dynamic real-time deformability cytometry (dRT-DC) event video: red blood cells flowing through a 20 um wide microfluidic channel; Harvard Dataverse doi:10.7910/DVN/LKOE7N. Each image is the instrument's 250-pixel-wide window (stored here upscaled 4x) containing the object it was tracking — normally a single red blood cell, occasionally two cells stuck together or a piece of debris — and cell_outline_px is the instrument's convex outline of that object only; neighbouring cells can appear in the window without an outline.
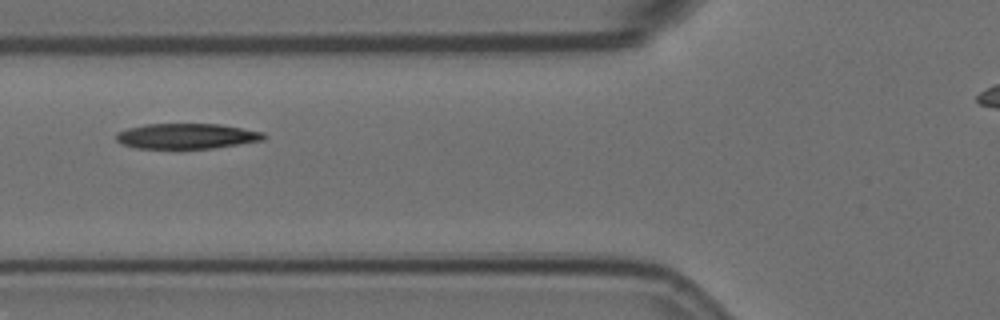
{"species": "Egyptian fruit bat (a non-hibernating species)", "species_latin": "Rousettus aegyptiacus", "temperature_condition": "room temperature", "stored_images_in_passage": 3, "camera_frame_rate_fps": 3000, "um_per_image_px": 0.085, "animal": {"sex": "female"}, "frame": {"image": 1, "passage_image": 2, "time_ms": 0.333, "image_size_px": [1000, 320], "cell_outline_px": [[268, 136], [264, 140], [212, 148], [136, 148], [120, 144], [116, 140], [116, 132], [128, 128], [144, 124], [220, 124], [264, 132]], "centroid_in_image_um": [15.86, 11.56], "position_along_channel_um": 109.9, "area_um2": 21.85}}
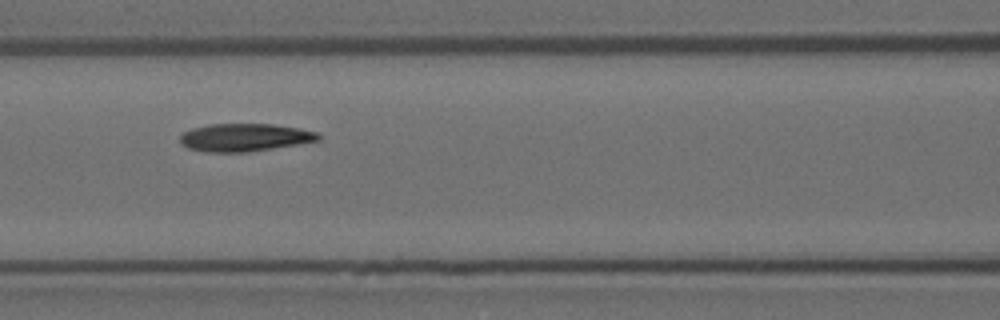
{"frame": {"image": 2, "passage_image": 3, "time_ms": 0.667, "image_size_px": [1000, 320], "cell_outline_px": [[320, 140], [248, 152], [208, 152], [188, 148], [180, 144], [180, 136], [184, 132], [192, 128], [208, 124], [272, 124], [296, 128], [316, 132], [320, 136]], "centroid_in_image_um": [20.74, 11.68], "position_along_channel_um": 145.9, "area_um2": 22.2}}